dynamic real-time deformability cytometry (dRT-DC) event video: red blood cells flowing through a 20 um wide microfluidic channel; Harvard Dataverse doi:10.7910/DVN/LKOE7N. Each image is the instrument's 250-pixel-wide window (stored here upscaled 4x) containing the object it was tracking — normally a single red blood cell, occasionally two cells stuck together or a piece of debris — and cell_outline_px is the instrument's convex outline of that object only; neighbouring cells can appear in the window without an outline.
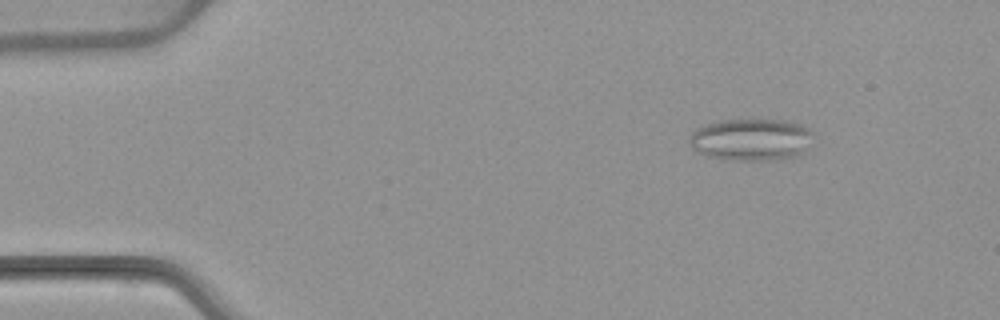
{"species": "common noctule bat (a hibernating species)", "species_latin": "Nyctalus noctula", "temperature_condition": "warm", "stored_images_in_passage": 48, "segment_of_instrument_passage": [1, 2], "camera_frame_rate_fps": 3000, "um_per_image_px": 0.085, "animal": {"sex": "female", "body_mass_g": 22.7, "forearm_length_mm": 54.2}, "frame": {"image": 1, "passage_image": 1, "time_ms": 0.0, "image_size_px": [1000, 320], "cell_outline_px": [[816, 136], [804, 152], [796, 156], [772, 160], [724, 160], [704, 156], [696, 152], [692, 148], [688, 140], [688, 136], [696, 128], [704, 124], [716, 120], [792, 120], [804, 124], [812, 128]], "centroid_in_image_um": [63.87, 11.86], "position_along_channel_um": 21.1, "area_um2": 31.44}}